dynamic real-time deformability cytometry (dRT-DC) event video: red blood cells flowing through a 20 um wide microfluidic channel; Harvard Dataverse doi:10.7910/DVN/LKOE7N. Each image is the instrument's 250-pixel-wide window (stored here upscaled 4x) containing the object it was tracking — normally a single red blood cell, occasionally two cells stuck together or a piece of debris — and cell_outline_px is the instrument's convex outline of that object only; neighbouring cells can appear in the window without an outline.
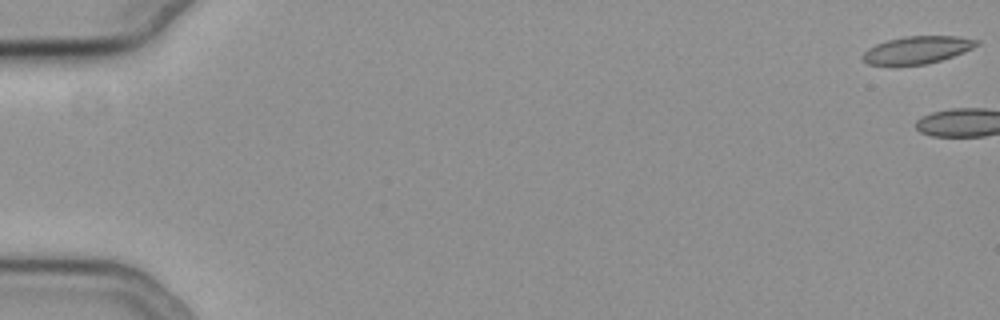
{"species": "common noctule bat (a hibernating species)", "species_latin": "Nyctalus noctula", "temperature_condition": "cold", "stored_images_in_passage": 4, "camera_frame_rate_fps": 3000, "um_per_image_px": 0.085, "animal": {"sex": "female", "body_mass_g": 19.3, "forearm_length_mm": 54.1}, "frame": {"image": 1, "passage_image": 1, "time_ms": 0.0, "image_size_px": [1000, 320], "cell_outline_px": [[980, 44], [964, 52], [940, 60], [924, 64], [868, 64], [860, 56], [868, 48], [876, 44], [888, 40], [904, 36], [960, 36], [980, 40]], "centroid_in_image_um": [77.99, 4.22], "position_along_channel_um": 7.0, "area_um2": 18.03}}